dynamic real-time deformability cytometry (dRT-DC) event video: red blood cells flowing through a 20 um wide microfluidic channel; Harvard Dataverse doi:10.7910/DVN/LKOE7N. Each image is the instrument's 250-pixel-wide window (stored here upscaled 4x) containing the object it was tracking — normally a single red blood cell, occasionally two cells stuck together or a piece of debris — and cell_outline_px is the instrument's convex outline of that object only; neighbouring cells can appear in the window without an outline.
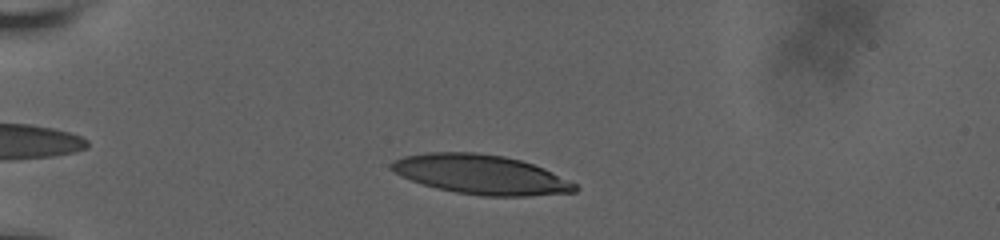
{"species": "human", "species_latin": "Homo sapiens", "temperature_condition": "room temperature", "stored_images_in_passage": 44, "camera_frame_rate_fps": 3000, "um_per_image_px": 0.085, "donor": {"sex": "male"}, "frame": {"image": 1, "passage_image": 8, "time_ms": 2.333, "image_size_px": [1000, 240], "cell_outline_px": [[580, 188], [576, 192], [528, 196], [480, 196], [456, 192], [436, 188], [400, 176], [388, 168], [388, 164], [392, 160], [404, 156], [432, 152], [476, 152], [504, 156], [520, 160], [544, 168], [576, 184]], "centroid_in_image_um": [40.86, 14.83], "position_along_channel_um": 44.1, "area_um2": 42.31}}
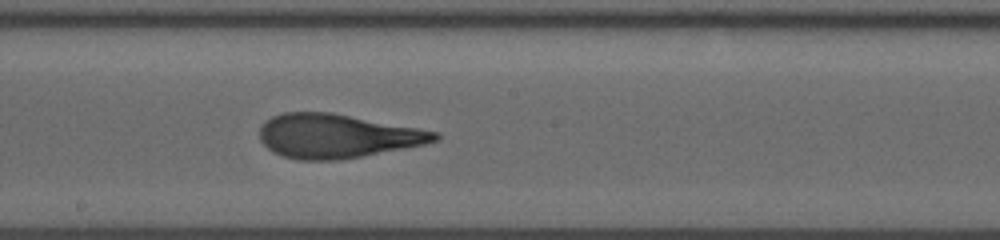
{"frame": {"image": 2, "passage_image": 26, "time_ms": 8.333, "image_size_px": [1000, 240], "cell_outline_px": [[440, 136], [436, 140], [424, 144], [360, 156], [336, 160], [300, 160], [284, 156], [272, 152], [260, 140], [260, 124], [264, 120], [272, 116], [284, 112], [332, 112], [440, 132]], "centroid_in_image_um": [28.6, 11.54], "position_along_channel_um": 219.6, "area_um2": 44.68}}
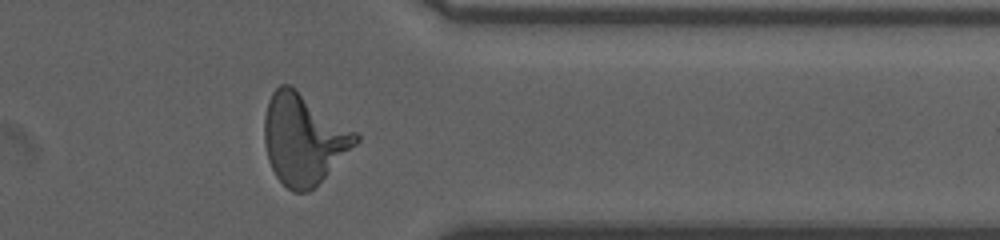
{"frame": {"image": 3, "passage_image": 40, "time_ms": 13.0, "image_size_px": [1000, 240], "cell_outline_px": [[360, 140], [316, 188], [308, 192], [292, 192], [276, 176], [268, 160], [264, 144], [264, 116], [268, 100], [272, 92], [280, 84], [288, 84], [356, 132], [360, 136]], "centroid_in_image_um": [25.79, 11.86], "position_along_channel_um": 385.6, "area_um2": 47.92}, "authors_computed_cell_mechanics": {"area_um2": 43.8124, "velocity_mm_per_s": 3.6757, "shape_relaxation_time_tau1_ms": 5.6462, "shape_relaxation_time_tau2_ms": 1.315, "deformation_change_tau1": 0.2522, "deformation_change_tau2": 0.1132}}